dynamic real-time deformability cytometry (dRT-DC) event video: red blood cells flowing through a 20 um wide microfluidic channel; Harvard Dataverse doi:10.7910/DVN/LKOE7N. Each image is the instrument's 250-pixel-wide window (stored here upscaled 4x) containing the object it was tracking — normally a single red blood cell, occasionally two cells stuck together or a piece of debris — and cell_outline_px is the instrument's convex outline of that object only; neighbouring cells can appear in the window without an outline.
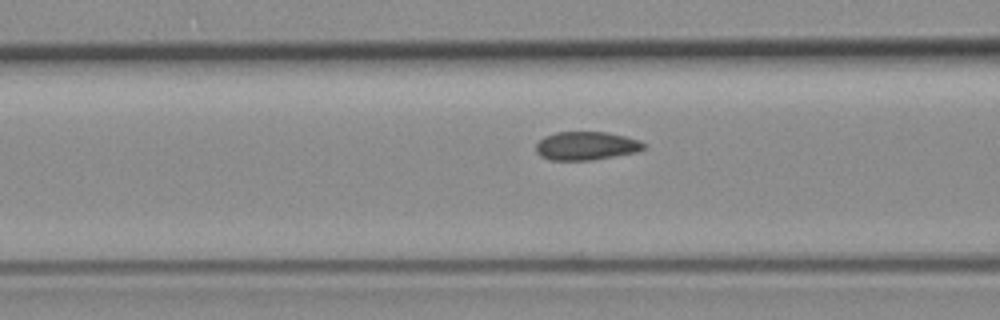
{"species": "common noctule bat (a hibernating species)", "species_latin": "Nyctalus noctula", "temperature_condition": "room temperature", "stored_images_in_passage": 17, "camera_frame_rate_fps": 3000, "um_per_image_px": 0.085, "animal": {"sex": "female", "body_mass_g": 19.3, "forearm_length_mm": 54.1}, "frame": {"image": 1, "passage_image": 15, "time_ms": 4.667, "image_size_px": [1000, 320], "cell_outline_px": [[644, 148], [636, 152], [592, 160], [548, 160], [540, 156], [536, 152], [536, 144], [544, 136], [556, 132], [608, 132], [640, 140], [644, 144]], "centroid_in_image_um": [49.79, 12.39], "position_along_channel_um": 116.8, "area_um2": 17.86}}